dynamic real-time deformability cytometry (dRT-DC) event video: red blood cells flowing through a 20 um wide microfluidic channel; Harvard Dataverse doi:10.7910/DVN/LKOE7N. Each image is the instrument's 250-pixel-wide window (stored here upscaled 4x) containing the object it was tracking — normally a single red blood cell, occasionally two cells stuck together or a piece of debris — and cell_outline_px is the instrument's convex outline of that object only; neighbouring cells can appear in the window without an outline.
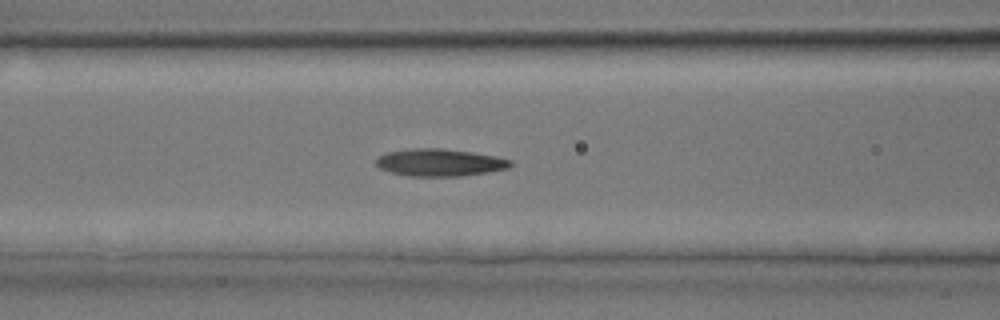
{"species": "common noctule bat (a hibernating species)", "species_latin": "Nyctalus noctula", "temperature_condition": "room temperature", "stored_images_in_passage": 32, "camera_frame_rate_fps": 3000, "um_per_image_px": 0.085, "animal": {"sex": "male", "body_mass_g": 17.9, "forearm_length_mm": 54.2}, "frame": {"image": 1, "passage_image": 14, "time_ms": 4.333, "image_size_px": [1000, 320], "cell_outline_px": [[512, 164], [508, 168], [488, 172], [460, 176], [408, 176], [392, 172], [380, 168], [376, 164], [376, 156], [388, 152], [412, 148], [444, 148], [472, 152], [496, 156], [512, 160]], "centroid_in_image_um": [37.38, 13.8], "position_along_channel_um": 129.2, "area_um2": 21.44}}
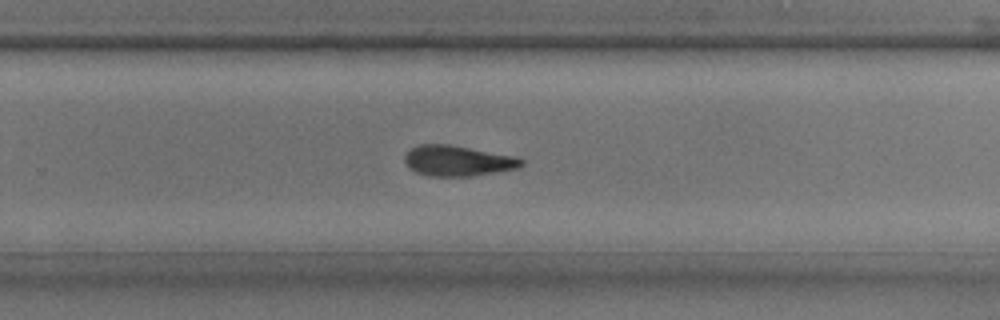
{"frame": {"image": 2, "passage_image": 22, "time_ms": 7.0, "image_size_px": [1000, 320], "cell_outline_px": [[524, 164], [520, 168], [468, 176], [428, 176], [416, 172], [408, 168], [404, 160], [404, 156], [412, 148], [420, 144], [448, 144], [516, 156], [524, 160]], "centroid_in_image_um": [38.91, 13.67], "position_along_channel_um": 290.9, "area_um2": 20.75}}
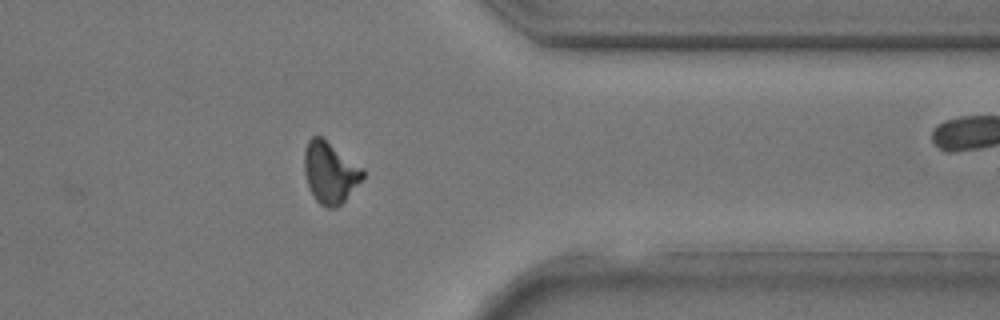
{"frame": {"image": 3, "passage_image": 27, "time_ms": 8.667, "image_size_px": [1000, 320], "cell_outline_px": [[364, 176], [344, 200], [336, 208], [328, 208], [320, 204], [316, 200], [308, 188], [304, 172], [304, 152], [308, 140], [312, 136], [320, 136], [364, 168]], "centroid_in_image_um": [28.03, 14.66], "position_along_channel_um": 383.4, "area_um2": 20.75}}